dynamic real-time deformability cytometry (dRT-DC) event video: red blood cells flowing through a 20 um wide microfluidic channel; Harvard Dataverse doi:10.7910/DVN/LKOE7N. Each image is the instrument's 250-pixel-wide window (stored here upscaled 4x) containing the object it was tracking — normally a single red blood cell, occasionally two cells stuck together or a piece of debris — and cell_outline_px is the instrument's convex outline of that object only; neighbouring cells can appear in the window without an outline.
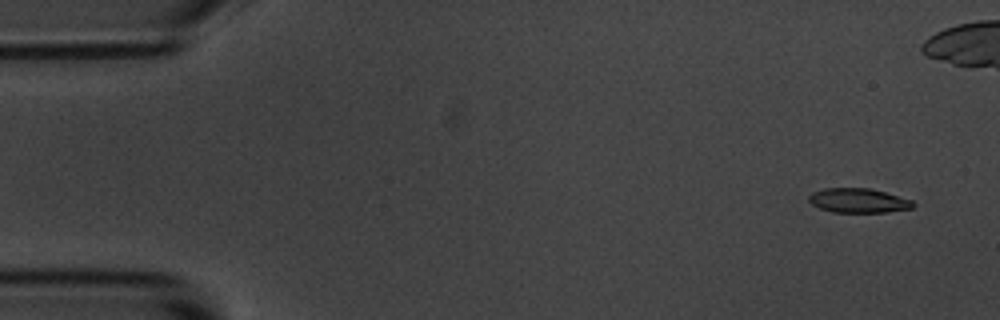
{"species": "common noctule bat (a hibernating species)", "species_latin": "Nyctalus noctula", "temperature_condition": "room temperature", "stored_images_in_passage": 55, "camera_frame_rate_fps": 3000, "um_per_image_px": 0.085, "animal": {"sex": "male", "body_mass_g": 20.1, "forearm_length_mm": 53.5}, "frame": {"image": 1, "passage_image": 3, "time_ms": 0.667, "image_size_px": [1000, 320], "cell_outline_px": [[916, 204], [912, 208], [888, 212], [832, 212], [820, 208], [812, 204], [808, 200], [808, 196], [812, 192], [824, 188], [868, 188], [884, 192], [912, 200]], "centroid_in_image_um": [72.95, 17.05], "position_along_channel_um": 12.1, "area_um2": 14.8}}
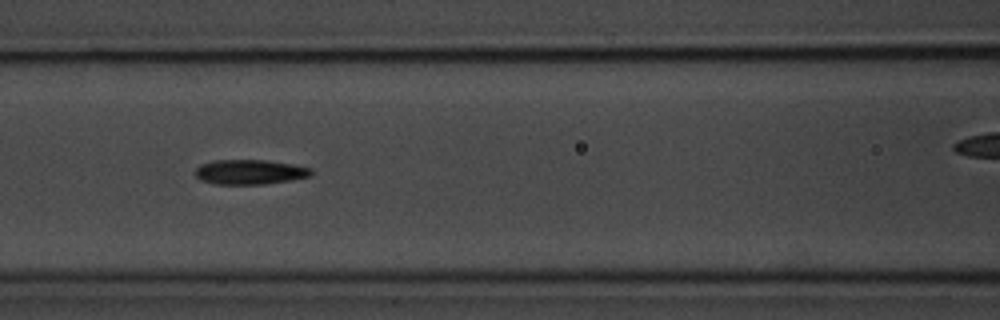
{"frame": {"image": 2, "passage_image": 23, "time_ms": 7.333, "image_size_px": [1000, 320], "cell_outline_px": [[316, 172], [312, 176], [292, 180], [264, 184], [212, 184], [200, 180], [192, 172], [200, 164], [212, 160], [264, 160], [292, 164], [312, 168]], "centroid_in_image_um": [21.23, 14.62], "position_along_channel_um": 145.4, "area_um2": 17.11}}
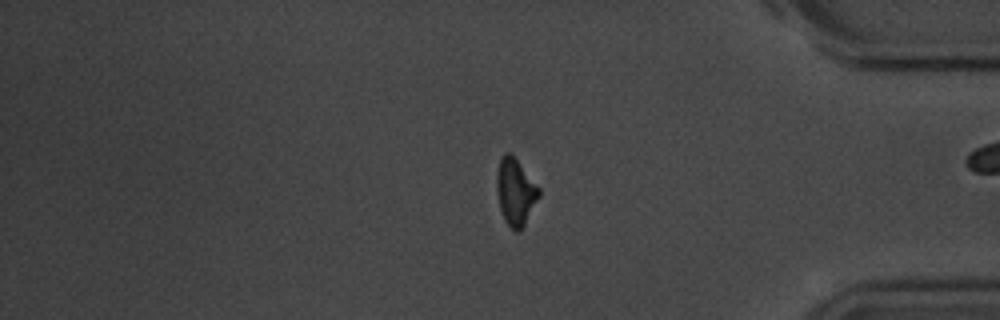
{"frame": {"image": 3, "passage_image": 45, "time_ms": 14.667, "image_size_px": [1000, 320], "cell_outline_px": [[540, 196], [524, 224], [516, 232], [504, 220], [500, 208], [496, 192], [496, 172], [500, 156], [504, 152], [508, 152], [516, 160], [540, 188]], "centroid_in_image_um": [43.78, 16.28], "position_along_channel_um": 391.4, "area_um2": 16.24}, "authors_computed_cell_mechanics": {"area_um2": 16.1262, "velocity_mm_per_s": 3.6923, "shape_relaxation_time_tau1_ms": 2.1512, "shape_relaxation_time_tau2_ms": 3.1275, "deformation_change_tau1": 0.1358, "deformation_change_tau2": 0.1094}}